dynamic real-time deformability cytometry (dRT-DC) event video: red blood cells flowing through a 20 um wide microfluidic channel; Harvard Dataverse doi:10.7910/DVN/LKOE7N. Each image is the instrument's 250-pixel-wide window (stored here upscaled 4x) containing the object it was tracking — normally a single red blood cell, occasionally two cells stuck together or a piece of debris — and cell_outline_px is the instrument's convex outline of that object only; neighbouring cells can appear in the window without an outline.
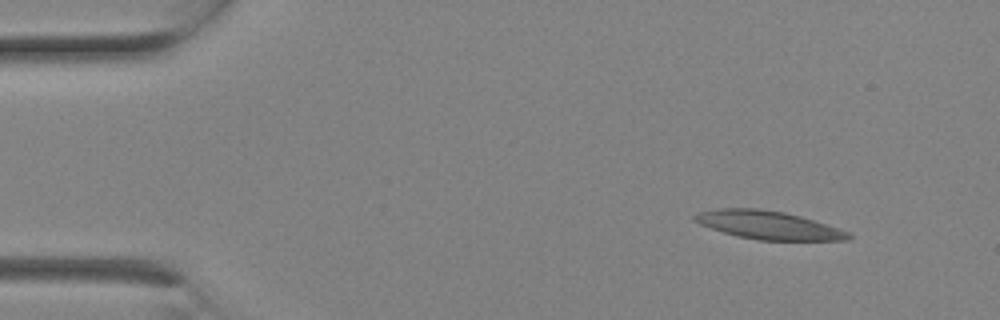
{"species": "Egyptian fruit bat (a non-hibernating species)", "species_latin": "Rousettus aegyptiacus", "temperature_condition": "room temperature", "stored_images_in_passage": 2, "camera_frame_rate_fps": 3000, "um_per_image_px": 0.085, "animal": {"sex": "female"}, "frame": {"image": 1, "passage_image": 1, "time_ms": 0.0, "image_size_px": [1000, 320], "cell_outline_px": [[852, 236], [848, 240], [756, 240], [736, 236], [700, 224], [692, 220], [692, 216], [700, 212], [720, 208], [756, 208], [784, 212], [800, 216], [848, 232]], "centroid_in_image_um": [65.26, 19.13], "position_along_channel_um": 19.7, "area_um2": 24.97}}